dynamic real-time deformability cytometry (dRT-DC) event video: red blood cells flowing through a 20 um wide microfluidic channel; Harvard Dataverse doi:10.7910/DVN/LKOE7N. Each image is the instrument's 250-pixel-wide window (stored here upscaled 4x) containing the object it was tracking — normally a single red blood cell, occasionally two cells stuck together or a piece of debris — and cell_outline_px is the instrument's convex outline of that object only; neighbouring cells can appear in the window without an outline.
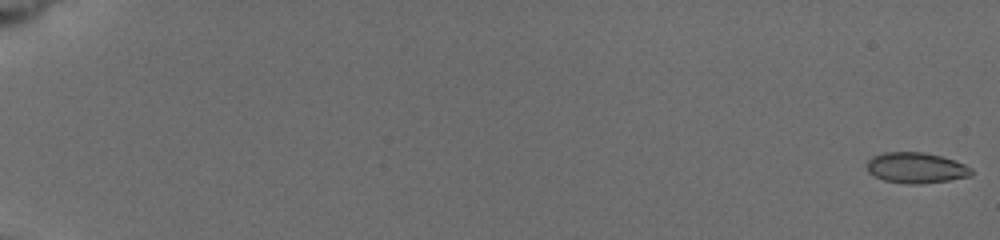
{"species": "common noctule bat (a hibernating species)", "species_latin": "Nyctalus noctula", "temperature_condition": "cold", "stored_images_in_passage": 15, "camera_frame_rate_fps": 3000, "um_per_image_px": 0.085, "animal": {"sex": "female", "body_mass_g": 19.5, "forearm_length_mm": 54.1}, "frame": {"image": 1, "passage_image": 1, "time_ms": 0.0, "image_size_px": [1000, 240], "cell_outline_px": [[972, 176], [948, 180], [920, 184], [908, 184], [884, 180], [868, 172], [868, 160], [872, 156], [884, 152], [924, 152], [940, 156], [964, 164], [972, 168]], "centroid_in_image_um": [77.87, 14.26], "position_along_channel_um": 7.1, "area_um2": 18.55}}